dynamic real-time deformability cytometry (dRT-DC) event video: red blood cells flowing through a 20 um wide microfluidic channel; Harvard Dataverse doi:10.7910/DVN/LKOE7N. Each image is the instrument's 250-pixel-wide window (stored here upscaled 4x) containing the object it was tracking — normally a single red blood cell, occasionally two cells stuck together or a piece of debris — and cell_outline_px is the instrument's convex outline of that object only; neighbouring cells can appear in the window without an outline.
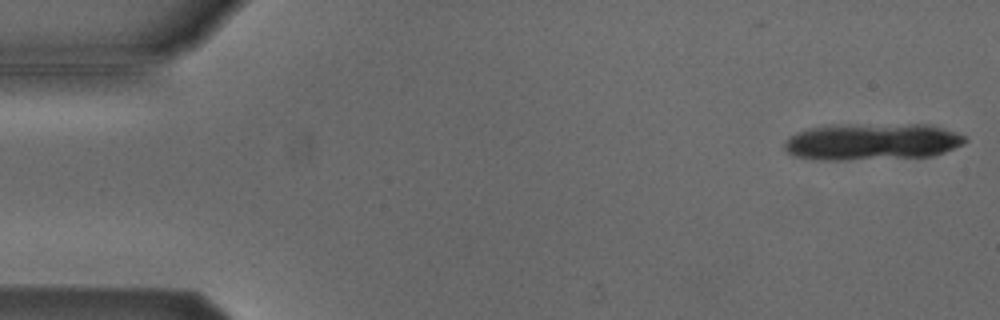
{"species": "Egyptian fruit bat (a non-hibernating species)", "species_latin": "Rousettus aegyptiacus", "temperature_condition": "cold", "stored_images_in_passage": 19, "camera_frame_rate_fps": 3000, "um_per_image_px": 0.085, "animal": {"sex": "male"}, "frame": {"image": 1, "passage_image": 1, "time_ms": 0.0, "image_size_px": [1000, 320], "cell_outline_px": [[968, 140], [964, 144], [944, 152], [932, 156], [848, 160], [812, 160], [792, 156], [784, 148], [784, 140], [788, 136], [796, 132], [808, 128], [828, 124], [928, 124], [956, 132], [964, 136]], "centroid_in_image_um": [74.06, 12.04], "position_along_channel_um": 10.9, "area_um2": 39.54}}
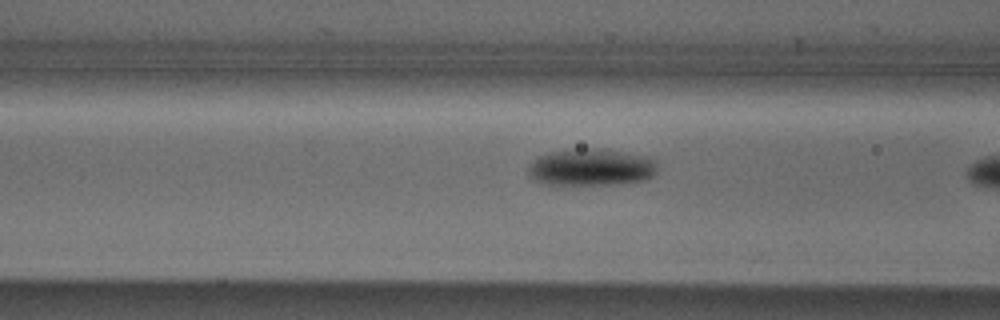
{"frame": {"image": 2, "passage_image": 18, "time_ms": 5.667, "image_size_px": [1000, 320], "cell_outline_px": [[656, 172], [648, 180], [624, 184], [548, 184], [536, 180], [528, 172], [528, 168], [532, 160], [536, 156], [548, 152], [576, 148], [600, 148], [648, 156], [656, 160]], "centroid_in_image_um": [50.28, 14.2], "position_along_channel_um": 116.3, "area_um2": 28.21}}